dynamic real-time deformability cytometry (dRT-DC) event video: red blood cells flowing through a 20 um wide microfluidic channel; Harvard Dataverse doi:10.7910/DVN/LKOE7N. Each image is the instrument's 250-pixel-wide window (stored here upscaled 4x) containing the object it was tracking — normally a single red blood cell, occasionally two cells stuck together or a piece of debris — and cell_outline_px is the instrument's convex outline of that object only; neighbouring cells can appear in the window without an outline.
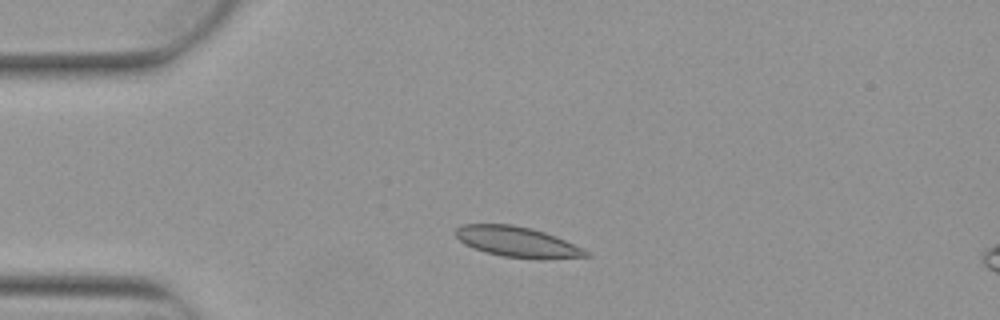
{"species": "Egyptian fruit bat (a non-hibernating species)", "species_latin": "Rousettus aegyptiacus", "temperature_condition": "warm", "stored_images_in_passage": 4, "camera_frame_rate_fps": 3000, "um_per_image_px": 0.085, "animal": {"sex": "female"}, "frame": {"image": 1, "passage_image": 1, "time_ms": 0.0, "image_size_px": [1000, 320], "cell_outline_px": [[592, 256], [504, 256], [484, 252], [464, 244], [452, 232], [460, 224], [512, 224], [532, 228], [556, 236], [584, 248], [592, 252]], "centroid_in_image_um": [43.87, 20.49], "position_along_channel_um": 41.1, "area_um2": 22.31}}
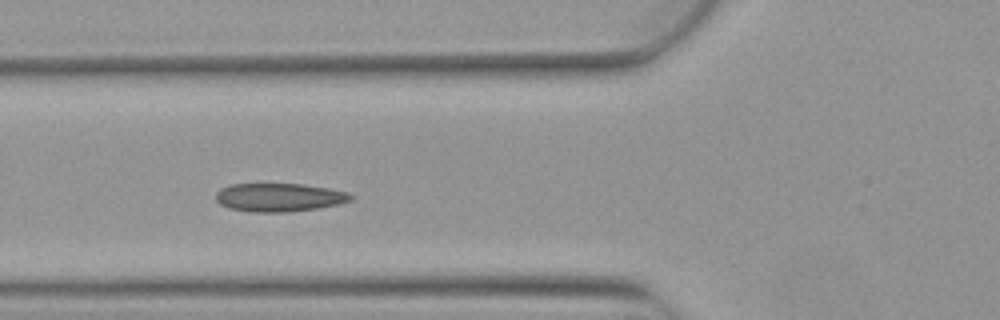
{"frame": {"image": 2, "passage_image": 3, "time_ms": 0.667, "image_size_px": [1000, 320], "cell_outline_px": [[352, 200], [340, 204], [320, 208], [288, 212], [252, 212], [228, 208], [220, 204], [216, 200], [216, 192], [220, 188], [232, 184], [304, 184], [328, 188], [348, 192], [352, 196]], "centroid_in_image_um": [23.73, 16.78], "position_along_channel_um": 102.1, "area_um2": 22.48}}
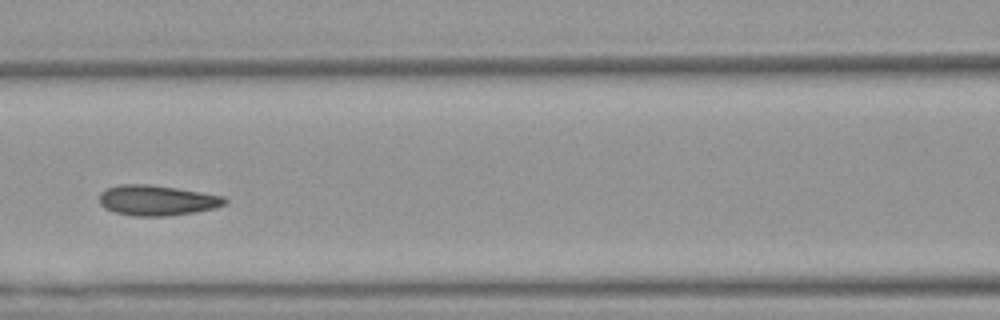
{"frame": {"image": 3, "passage_image": 4, "time_ms": 1.0, "image_size_px": [1000, 320], "cell_outline_px": [[228, 200], [224, 204], [216, 208], [196, 212], [168, 216], [132, 216], [112, 212], [104, 208], [100, 204], [100, 192], [104, 188], [120, 184], [148, 184], [176, 188], [224, 196]], "centroid_in_image_um": [13.31, 17.03], "position_along_channel_um": 153.3, "area_um2": 22.43}}